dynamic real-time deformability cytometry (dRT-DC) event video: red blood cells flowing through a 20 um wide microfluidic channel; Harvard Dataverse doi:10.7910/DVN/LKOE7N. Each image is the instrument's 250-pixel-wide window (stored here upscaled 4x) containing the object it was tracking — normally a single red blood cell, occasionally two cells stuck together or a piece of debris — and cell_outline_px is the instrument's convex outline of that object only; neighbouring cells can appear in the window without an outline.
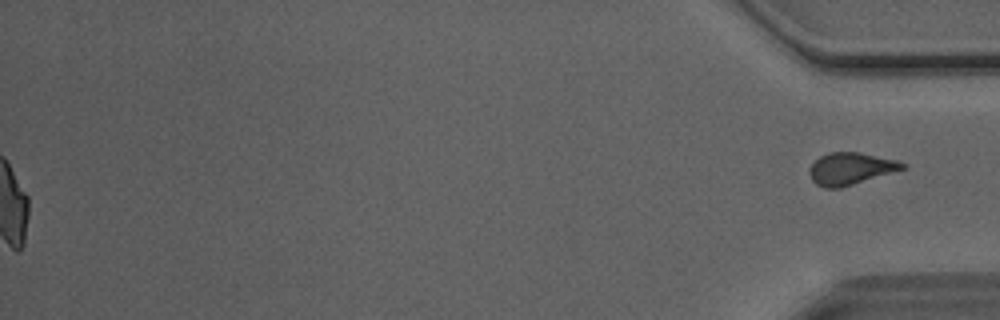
{"species": "Egyptian fruit bat (a non-hibernating species)", "species_latin": "Rousettus aegyptiacus", "temperature_condition": "room temperature", "stored_images_in_passage": 51, "segment_of_instrument_passage": [2, 2], "camera_frame_rate_fps": 3000, "um_per_image_px": 0.085, "animal": {"sex": "male"}, "frame": {"image": 1, "passage_image": 51, "time_ms": 16.667, "image_size_px": [1000, 320], "cell_outline_px": [[908, 168], [840, 188], [824, 188], [816, 184], [812, 180], [808, 172], [812, 164], [820, 156], [828, 152], [860, 152], [896, 160], [908, 164]], "centroid_in_image_um": [72.32, 14.33], "position_along_channel_um": 362.9, "area_um2": 17.51}}